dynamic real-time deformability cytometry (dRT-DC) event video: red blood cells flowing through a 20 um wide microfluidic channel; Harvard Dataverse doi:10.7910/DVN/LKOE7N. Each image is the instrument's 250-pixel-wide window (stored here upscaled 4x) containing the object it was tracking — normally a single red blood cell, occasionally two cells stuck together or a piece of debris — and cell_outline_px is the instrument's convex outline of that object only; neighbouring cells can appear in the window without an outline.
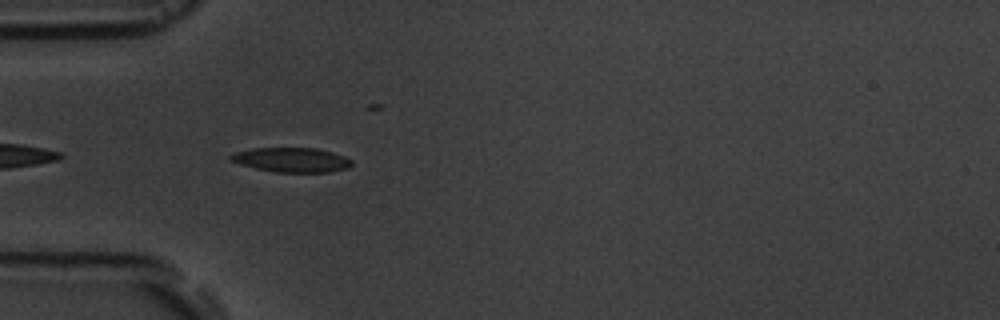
{"species": "common noctule bat (a hibernating species)", "species_latin": "Nyctalus noctula", "temperature_condition": "room temperature", "stored_images_in_passage": 6, "camera_frame_rate_fps": 3000, "um_per_image_px": 0.085, "animal": {"sex": "male", "body_mass_g": 19.5, "forearm_length_mm": 54.6}, "frame": {"image": 1, "passage_image": 5, "time_ms": 4.667, "image_size_px": [1000, 320], "cell_outline_px": [[352, 164], [348, 168], [328, 172], [276, 172], [256, 168], [240, 164], [228, 160], [228, 156], [232, 152], [252, 148], [316, 148], [332, 152], [344, 156], [352, 160]], "centroid_in_image_um": [24.74, 13.58], "position_along_channel_um": 60.3, "area_um2": 17.4}}
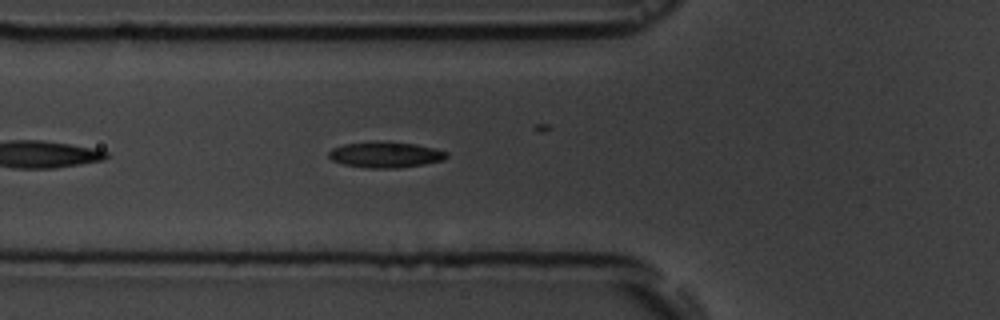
{"frame": {"image": 2, "passage_image": 6, "time_ms": 5.667, "image_size_px": [1000, 320], "cell_outline_px": [[448, 156], [444, 160], [424, 164], [400, 168], [364, 168], [344, 164], [332, 160], [328, 156], [328, 152], [332, 148], [344, 144], [376, 140], [380, 140], [416, 144], [436, 148], [448, 152]], "centroid_in_image_um": [32.77, 13.13], "position_along_channel_um": 93.0, "area_um2": 18.15}}